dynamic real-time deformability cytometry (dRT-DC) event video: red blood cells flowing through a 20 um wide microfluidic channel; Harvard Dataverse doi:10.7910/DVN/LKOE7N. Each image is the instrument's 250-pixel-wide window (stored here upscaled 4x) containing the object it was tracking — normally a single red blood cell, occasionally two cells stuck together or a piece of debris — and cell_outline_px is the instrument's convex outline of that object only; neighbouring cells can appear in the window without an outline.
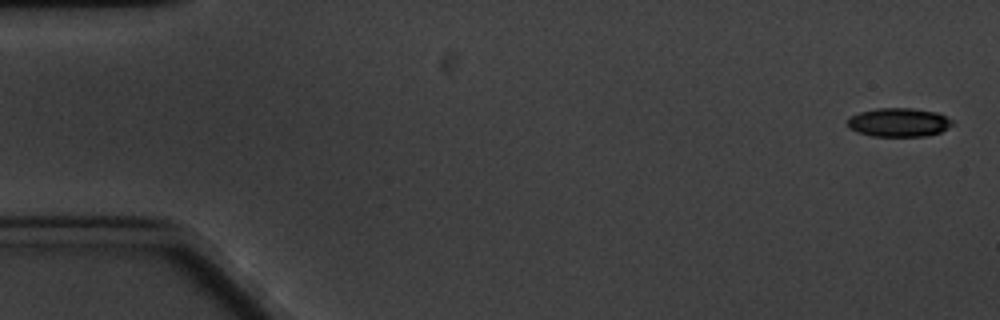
{"species": "common noctule bat (a hibernating species)", "species_latin": "Nyctalus noctula", "temperature_condition": "cold", "stored_images_in_passage": 7, "camera_frame_rate_fps": 3000, "um_per_image_px": 0.085, "animal": {"sex": "male", "body_mass_g": 20.1, "forearm_length_mm": 53.5}, "frame": {"image": 1, "passage_image": 1, "time_ms": 0.0, "image_size_px": [1000, 320], "cell_outline_px": [[956, 124], [940, 132], [928, 136], [872, 136], [856, 132], [848, 128], [848, 120], [852, 116], [860, 112], [876, 108], [912, 108], [936, 112], [952, 120]], "centroid_in_image_um": [76.41, 10.41], "position_along_channel_um": 8.6, "area_um2": 17.63}}
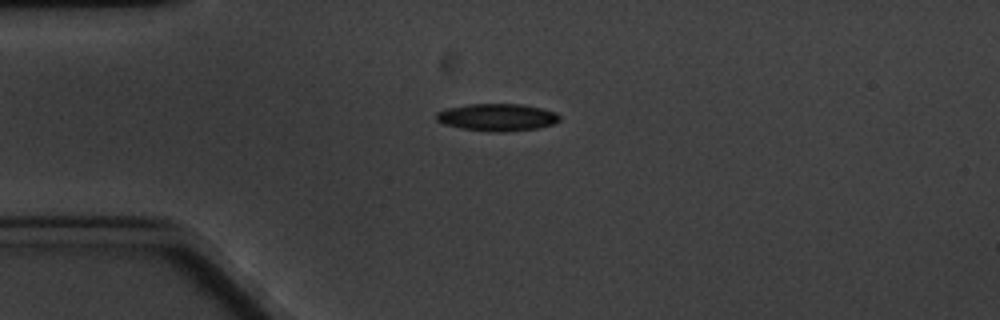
{"frame": {"image": 2, "passage_image": 5, "time_ms": 4.333, "image_size_px": [1000, 320], "cell_outline_px": [[560, 120], [552, 124], [540, 128], [504, 132], [488, 132], [460, 128], [444, 124], [436, 120], [436, 112], [448, 108], [468, 104], [520, 104], [540, 108], [556, 112], [560, 116]], "centroid_in_image_um": [42.25, 9.98], "position_along_channel_um": 42.7, "area_um2": 19.71}}